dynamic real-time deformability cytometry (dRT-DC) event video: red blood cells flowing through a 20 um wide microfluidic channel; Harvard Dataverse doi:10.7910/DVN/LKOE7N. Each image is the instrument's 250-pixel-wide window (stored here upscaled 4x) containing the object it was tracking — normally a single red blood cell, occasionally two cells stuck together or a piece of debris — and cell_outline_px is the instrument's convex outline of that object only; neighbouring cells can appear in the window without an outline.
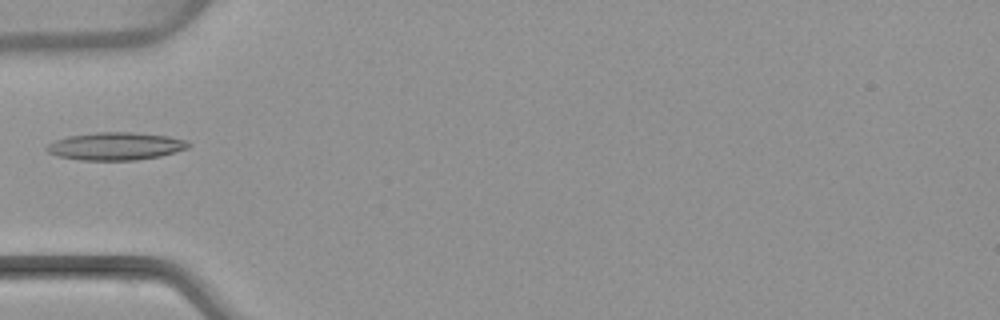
{"species": "common noctule bat (a hibernating species)", "species_latin": "Nyctalus noctula", "temperature_condition": "warm", "stored_images_in_passage": 4, "camera_frame_rate_fps": 3000, "um_per_image_px": 0.085, "animal": {"sex": "female", "body_mass_g": 22.7, "forearm_length_mm": 54.2}, "frame": {"image": 1, "passage_image": 3, "time_ms": 2.667, "image_size_px": [1000, 320], "cell_outline_px": [[192, 144], [188, 148], [176, 152], [160, 156], [136, 160], [80, 160], [56, 156], [48, 152], [44, 148], [48, 144], [56, 140], [68, 136], [96, 132], [132, 132], [168, 136], [188, 140]], "centroid_in_image_um": [9.85, 12.43], "position_along_channel_um": 75.2, "area_um2": 23.06}}
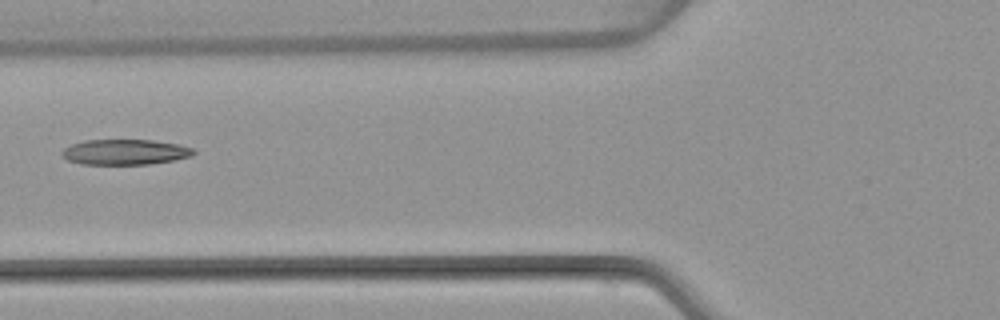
{"frame": {"image": 2, "passage_image": 4, "time_ms": 3.667, "image_size_px": [1000, 320], "cell_outline_px": [[196, 152], [192, 156], [176, 160], [148, 164], [80, 164], [68, 160], [60, 152], [64, 148], [72, 144], [84, 140], [152, 140], [180, 144], [192, 148]], "centroid_in_image_um": [10.65, 12.92], "position_along_channel_um": 115.1, "area_um2": 19.54}}